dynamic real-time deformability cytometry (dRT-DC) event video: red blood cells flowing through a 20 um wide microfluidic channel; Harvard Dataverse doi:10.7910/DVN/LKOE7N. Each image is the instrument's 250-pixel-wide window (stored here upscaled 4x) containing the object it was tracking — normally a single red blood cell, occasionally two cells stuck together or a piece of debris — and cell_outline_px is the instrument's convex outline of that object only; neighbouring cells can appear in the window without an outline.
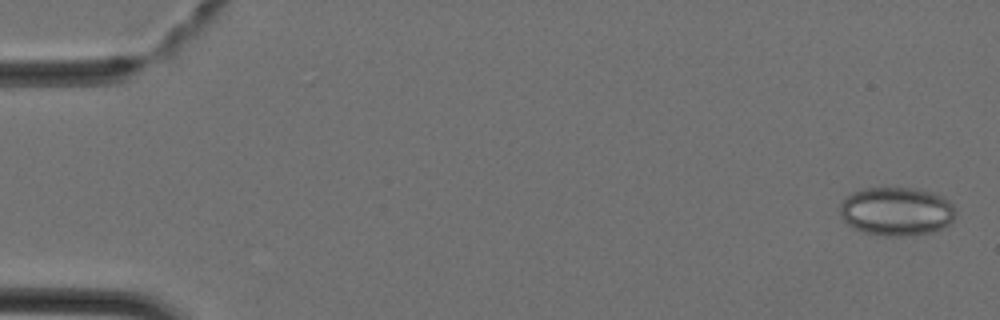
{"species": "Egyptian fruit bat (a non-hibernating species)", "species_latin": "Rousettus aegyptiacus", "temperature_condition": "cold", "stored_images_in_passage": 4, "camera_frame_rate_fps": 3000, "um_per_image_px": 0.085, "animal": {"sex": "female"}, "frame": {"image": 1, "passage_image": 1, "time_ms": 0.0, "image_size_px": [1000, 320], "cell_outline_px": [[956, 216], [944, 228], [932, 232], [900, 236], [888, 236], [864, 232], [848, 224], [844, 220], [840, 212], [840, 204], [852, 192], [864, 188], [916, 188], [932, 192], [944, 196], [956, 208]], "centroid_in_image_um": [76.25, 17.95], "position_along_channel_um": 8.8, "area_um2": 32.77}}